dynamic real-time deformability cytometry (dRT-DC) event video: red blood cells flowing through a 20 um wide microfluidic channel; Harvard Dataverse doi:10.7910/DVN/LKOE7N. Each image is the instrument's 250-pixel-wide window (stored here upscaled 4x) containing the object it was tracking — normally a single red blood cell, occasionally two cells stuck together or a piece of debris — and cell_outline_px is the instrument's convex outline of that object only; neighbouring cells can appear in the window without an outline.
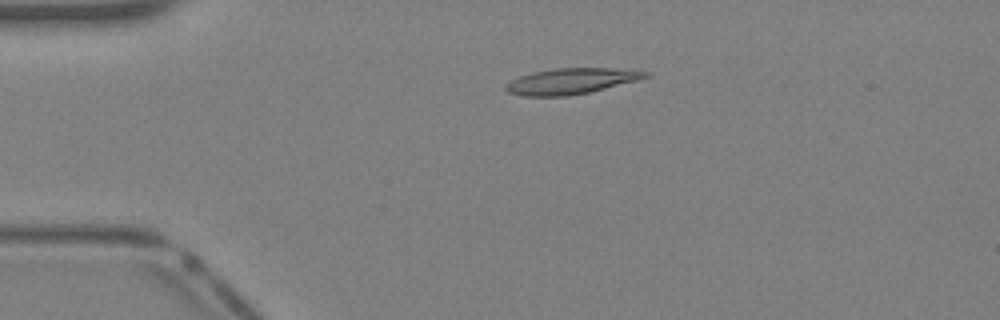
{"species": "Egyptian fruit bat (a non-hibernating species)", "species_latin": "Rousettus aegyptiacus", "temperature_condition": "warm", "stored_images_in_passage": 40, "camera_frame_rate_fps": 3000, "um_per_image_px": 0.085, "animal": {"sex": "female"}, "frame": {"image": 1, "passage_image": 9, "time_ms": 2.667, "image_size_px": [1000, 320], "cell_outline_px": [[652, 72], [648, 76], [636, 80], [588, 92], [568, 96], [520, 96], [508, 92], [504, 88], [512, 80], [520, 76], [532, 72], [552, 68], [612, 68]], "centroid_in_image_um": [48.5, 6.89], "position_along_channel_um": 36.5, "area_um2": 20.75}}
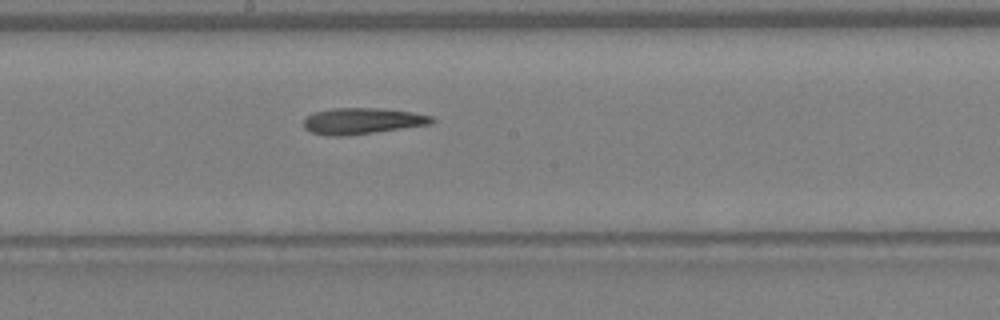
{"frame": {"image": 2, "passage_image": 22, "time_ms": 7.0, "image_size_px": [1000, 320], "cell_outline_px": [[436, 120], [432, 124], [348, 136], [328, 136], [312, 132], [304, 128], [304, 120], [308, 116], [316, 112], [332, 108], [380, 108], [412, 112], [432, 116]], "centroid_in_image_um": [30.82, 10.29], "position_along_channel_um": 217.4, "area_um2": 19.59}}
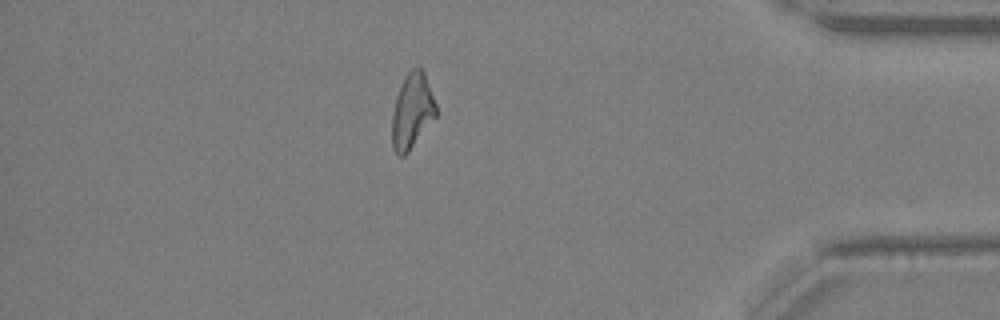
{"frame": {"image": 3, "passage_image": 35, "time_ms": 11.333, "image_size_px": [1000, 320], "cell_outline_px": [[436, 116], [408, 152], [404, 156], [396, 156], [392, 148], [392, 112], [396, 96], [404, 76], [412, 68], [420, 68], [424, 72], [436, 104]], "centroid_in_image_um": [35.0, 9.46], "position_along_channel_um": 400.2, "area_um2": 19.25}}